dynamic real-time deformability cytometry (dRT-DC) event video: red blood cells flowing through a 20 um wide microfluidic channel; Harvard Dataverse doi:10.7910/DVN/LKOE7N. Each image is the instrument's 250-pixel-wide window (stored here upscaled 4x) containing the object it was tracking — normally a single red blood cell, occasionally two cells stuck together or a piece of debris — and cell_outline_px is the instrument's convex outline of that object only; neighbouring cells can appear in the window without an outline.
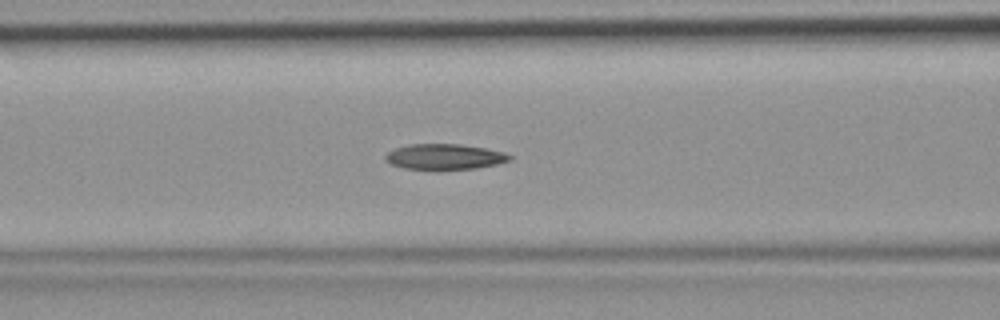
{"species": "common noctule bat (a hibernating species)", "species_latin": "Nyctalus noctula", "temperature_condition": "room temperature", "stored_images_in_passage": 37, "camera_frame_rate_fps": 3000, "um_per_image_px": 0.085, "animal": {"sex": "female", "body_mass_g": 19.9}, "frame": {"image": 1, "passage_image": 8, "time_ms": 2.333, "image_size_px": [1000, 320], "cell_outline_px": [[512, 160], [496, 164], [476, 168], [404, 168], [392, 164], [384, 160], [384, 156], [388, 152], [396, 148], [408, 144], [460, 144], [484, 148], [504, 152], [512, 156]], "centroid_in_image_um": [37.79, 13.3], "position_along_channel_um": 128.8, "area_um2": 18.09}}
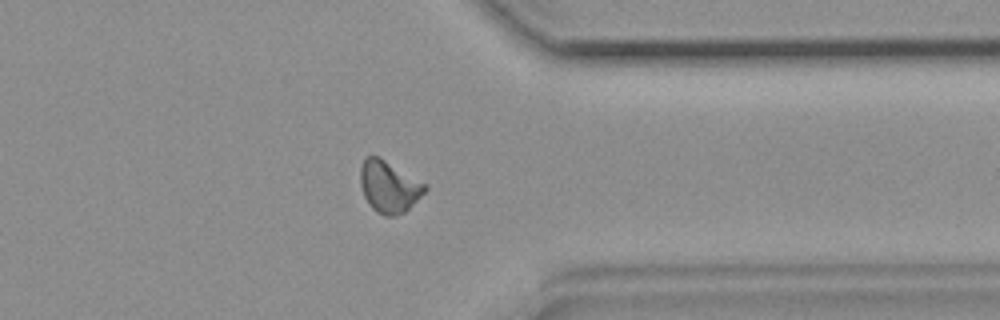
{"frame": {"image": 2, "passage_image": 26, "time_ms": 8.333, "image_size_px": [1000, 320], "cell_outline_px": [[428, 188], [404, 212], [392, 216], [384, 216], [376, 212], [372, 208], [364, 196], [360, 184], [360, 168], [364, 156], [380, 156], [428, 184]], "centroid_in_image_um": [33.05, 15.83], "position_along_channel_um": 378.3, "area_um2": 19.65}}
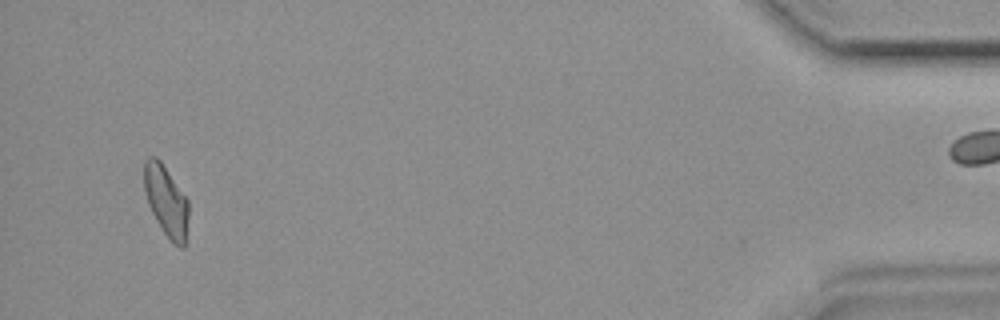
{"frame": {"image": 3, "passage_image": 34, "time_ms": 11.0, "image_size_px": [1000, 320], "cell_outline_px": [[188, 216], [184, 248], [180, 248], [164, 232], [156, 220], [148, 204], [144, 192], [144, 160], [148, 156], [156, 156], [160, 160], [188, 200]], "centroid_in_image_um": [14.1, 17.03], "position_along_channel_um": 421.1, "area_um2": 18.09}}